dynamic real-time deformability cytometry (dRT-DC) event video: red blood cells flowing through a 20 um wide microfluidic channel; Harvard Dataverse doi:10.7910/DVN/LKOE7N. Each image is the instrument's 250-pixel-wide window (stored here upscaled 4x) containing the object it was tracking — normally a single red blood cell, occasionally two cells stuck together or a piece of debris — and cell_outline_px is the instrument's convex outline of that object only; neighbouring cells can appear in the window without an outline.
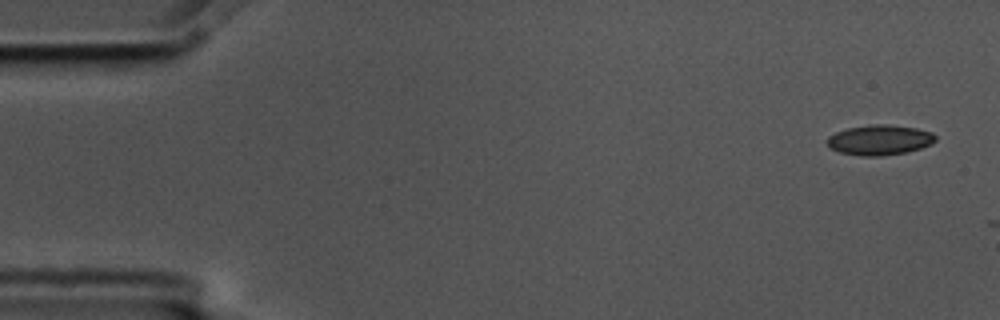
{"species": "common noctule bat (a hibernating species)", "species_latin": "Nyctalus noctula", "temperature_condition": "cold", "stored_images_in_passage": 2, "camera_frame_rate_fps": 3000, "um_per_image_px": 0.085, "animal": {"sex": "male", "body_mass_g": 17.5, "forearm_length_mm": 52.3}, "frame": {"image": 1, "passage_image": 1, "time_ms": 0.0, "image_size_px": [1000, 320], "cell_outline_px": [[936, 140], [932, 144], [908, 152], [880, 156], [860, 156], [840, 152], [832, 148], [824, 140], [828, 136], [836, 132], [848, 128], [872, 124], [884, 124], [916, 128], [932, 132], [936, 136]], "centroid_in_image_um": [74.77, 11.9], "position_along_channel_um": 10.2, "area_um2": 19.07}}